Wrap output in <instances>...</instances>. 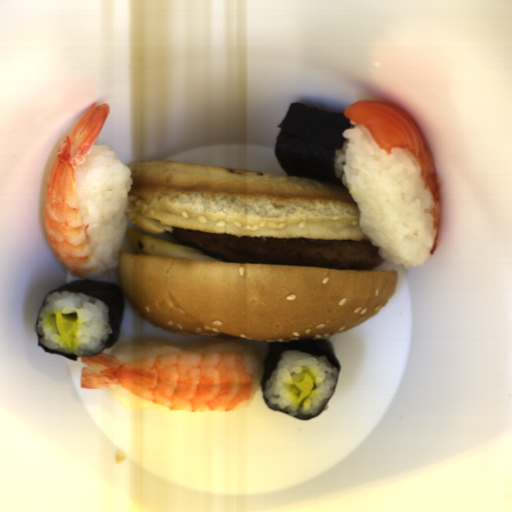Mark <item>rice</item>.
<instances>
[{
  "label": "rice",
  "instance_id": "652b925c",
  "mask_svg": "<svg viewBox=\"0 0 512 512\" xmlns=\"http://www.w3.org/2000/svg\"><path fill=\"white\" fill-rule=\"evenodd\" d=\"M334 156L336 176L358 208L359 226L379 257L405 270L425 265L436 235L435 203L410 150L378 147L372 134L353 120Z\"/></svg>",
  "mask_w": 512,
  "mask_h": 512
},
{
  "label": "rice",
  "instance_id": "023b6e5f",
  "mask_svg": "<svg viewBox=\"0 0 512 512\" xmlns=\"http://www.w3.org/2000/svg\"><path fill=\"white\" fill-rule=\"evenodd\" d=\"M131 172L106 144L92 145L86 159L75 168V193L91 252L106 271L117 266L123 248Z\"/></svg>",
  "mask_w": 512,
  "mask_h": 512
},
{
  "label": "rice",
  "instance_id": "8eca5e8b",
  "mask_svg": "<svg viewBox=\"0 0 512 512\" xmlns=\"http://www.w3.org/2000/svg\"><path fill=\"white\" fill-rule=\"evenodd\" d=\"M76 319L71 350L61 340L54 313ZM37 332L40 342L55 351L80 357L100 353L113 334L110 328L109 309L104 302L93 296L56 291L43 299L38 314Z\"/></svg>",
  "mask_w": 512,
  "mask_h": 512
},
{
  "label": "rice",
  "instance_id": "acb35da6",
  "mask_svg": "<svg viewBox=\"0 0 512 512\" xmlns=\"http://www.w3.org/2000/svg\"><path fill=\"white\" fill-rule=\"evenodd\" d=\"M309 373L314 390L305 400L297 401L299 391L294 385L303 374ZM338 368L331 367L326 358L297 351H286L277 368L264 386V396L270 409H284L290 416H314L330 400L337 383Z\"/></svg>",
  "mask_w": 512,
  "mask_h": 512
},
{
  "label": "rice",
  "instance_id": "b023fe2a",
  "mask_svg": "<svg viewBox=\"0 0 512 512\" xmlns=\"http://www.w3.org/2000/svg\"><path fill=\"white\" fill-rule=\"evenodd\" d=\"M209 352H244L255 354L260 361L259 354L254 348L235 342L203 341L191 343H177L170 340H139L117 345L109 355L116 357L121 364L131 361L165 354V353H209Z\"/></svg>",
  "mask_w": 512,
  "mask_h": 512
},
{
  "label": "rice",
  "instance_id": "e3fd555f",
  "mask_svg": "<svg viewBox=\"0 0 512 512\" xmlns=\"http://www.w3.org/2000/svg\"><path fill=\"white\" fill-rule=\"evenodd\" d=\"M108 395L111 396L120 406L133 411H153V412H173L170 409L156 402L143 398L121 388H107Z\"/></svg>",
  "mask_w": 512,
  "mask_h": 512
}]
</instances>
